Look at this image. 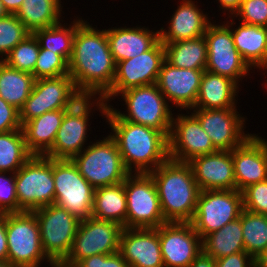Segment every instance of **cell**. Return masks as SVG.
<instances>
[{"label":"cell","instance_id":"cell-43","mask_svg":"<svg viewBox=\"0 0 267 267\" xmlns=\"http://www.w3.org/2000/svg\"><path fill=\"white\" fill-rule=\"evenodd\" d=\"M6 213H18L15 173L0 171V214Z\"/></svg>","mask_w":267,"mask_h":267},{"label":"cell","instance_id":"cell-3","mask_svg":"<svg viewBox=\"0 0 267 267\" xmlns=\"http://www.w3.org/2000/svg\"><path fill=\"white\" fill-rule=\"evenodd\" d=\"M152 176L166 222H191L197 206L200 189L188 162L168 158Z\"/></svg>","mask_w":267,"mask_h":267},{"label":"cell","instance_id":"cell-12","mask_svg":"<svg viewBox=\"0 0 267 267\" xmlns=\"http://www.w3.org/2000/svg\"><path fill=\"white\" fill-rule=\"evenodd\" d=\"M32 212L39 223L44 253L58 266L70 253L80 220L55 204Z\"/></svg>","mask_w":267,"mask_h":267},{"label":"cell","instance_id":"cell-13","mask_svg":"<svg viewBox=\"0 0 267 267\" xmlns=\"http://www.w3.org/2000/svg\"><path fill=\"white\" fill-rule=\"evenodd\" d=\"M224 23V24H223ZM210 23L204 34L207 42V71L226 76L239 86L240 80L250 75L252 68L237 51L231 34V25Z\"/></svg>","mask_w":267,"mask_h":267},{"label":"cell","instance_id":"cell-32","mask_svg":"<svg viewBox=\"0 0 267 267\" xmlns=\"http://www.w3.org/2000/svg\"><path fill=\"white\" fill-rule=\"evenodd\" d=\"M203 252L215 260L238 252H244L241 215L221 229L202 239Z\"/></svg>","mask_w":267,"mask_h":267},{"label":"cell","instance_id":"cell-45","mask_svg":"<svg viewBox=\"0 0 267 267\" xmlns=\"http://www.w3.org/2000/svg\"><path fill=\"white\" fill-rule=\"evenodd\" d=\"M21 128L19 110L0 97V133Z\"/></svg>","mask_w":267,"mask_h":267},{"label":"cell","instance_id":"cell-33","mask_svg":"<svg viewBox=\"0 0 267 267\" xmlns=\"http://www.w3.org/2000/svg\"><path fill=\"white\" fill-rule=\"evenodd\" d=\"M108 108L109 103L106 94L102 90L93 87L74 86L66 97L63 113L65 116L70 117L90 118L92 117L91 113L93 115L92 111L96 109V111L99 110L103 118H106Z\"/></svg>","mask_w":267,"mask_h":267},{"label":"cell","instance_id":"cell-50","mask_svg":"<svg viewBox=\"0 0 267 267\" xmlns=\"http://www.w3.org/2000/svg\"><path fill=\"white\" fill-rule=\"evenodd\" d=\"M9 14H16L24 0H0Z\"/></svg>","mask_w":267,"mask_h":267},{"label":"cell","instance_id":"cell-35","mask_svg":"<svg viewBox=\"0 0 267 267\" xmlns=\"http://www.w3.org/2000/svg\"><path fill=\"white\" fill-rule=\"evenodd\" d=\"M82 21V17H76L68 26L60 22L51 27L38 29L33 34L40 48L49 49L51 52L58 53L69 62L73 52L76 29Z\"/></svg>","mask_w":267,"mask_h":267},{"label":"cell","instance_id":"cell-18","mask_svg":"<svg viewBox=\"0 0 267 267\" xmlns=\"http://www.w3.org/2000/svg\"><path fill=\"white\" fill-rule=\"evenodd\" d=\"M203 73L204 70L176 68L165 60L156 84L172 107L187 113L196 104Z\"/></svg>","mask_w":267,"mask_h":267},{"label":"cell","instance_id":"cell-4","mask_svg":"<svg viewBox=\"0 0 267 267\" xmlns=\"http://www.w3.org/2000/svg\"><path fill=\"white\" fill-rule=\"evenodd\" d=\"M123 98L126 113L109 107L123 120L161 131L169 138L172 125V107L157 84L132 87L117 95Z\"/></svg>","mask_w":267,"mask_h":267},{"label":"cell","instance_id":"cell-2","mask_svg":"<svg viewBox=\"0 0 267 267\" xmlns=\"http://www.w3.org/2000/svg\"><path fill=\"white\" fill-rule=\"evenodd\" d=\"M105 120L130 173H149L169 158L168 138L161 131L123 120L110 107Z\"/></svg>","mask_w":267,"mask_h":267},{"label":"cell","instance_id":"cell-16","mask_svg":"<svg viewBox=\"0 0 267 267\" xmlns=\"http://www.w3.org/2000/svg\"><path fill=\"white\" fill-rule=\"evenodd\" d=\"M189 111L173 115L168 138L169 158L179 162H189L195 157L207 155L217 150L212 140L201 127L198 119Z\"/></svg>","mask_w":267,"mask_h":267},{"label":"cell","instance_id":"cell-24","mask_svg":"<svg viewBox=\"0 0 267 267\" xmlns=\"http://www.w3.org/2000/svg\"><path fill=\"white\" fill-rule=\"evenodd\" d=\"M152 31L146 26L139 25L106 29L114 62L117 64L149 50L159 40V30Z\"/></svg>","mask_w":267,"mask_h":267},{"label":"cell","instance_id":"cell-49","mask_svg":"<svg viewBox=\"0 0 267 267\" xmlns=\"http://www.w3.org/2000/svg\"><path fill=\"white\" fill-rule=\"evenodd\" d=\"M188 267H215V259L202 251Z\"/></svg>","mask_w":267,"mask_h":267},{"label":"cell","instance_id":"cell-47","mask_svg":"<svg viewBox=\"0 0 267 267\" xmlns=\"http://www.w3.org/2000/svg\"><path fill=\"white\" fill-rule=\"evenodd\" d=\"M8 246L6 236L5 214H0V261H7Z\"/></svg>","mask_w":267,"mask_h":267},{"label":"cell","instance_id":"cell-34","mask_svg":"<svg viewBox=\"0 0 267 267\" xmlns=\"http://www.w3.org/2000/svg\"><path fill=\"white\" fill-rule=\"evenodd\" d=\"M35 78L0 60V97L20 110L31 94Z\"/></svg>","mask_w":267,"mask_h":267},{"label":"cell","instance_id":"cell-19","mask_svg":"<svg viewBox=\"0 0 267 267\" xmlns=\"http://www.w3.org/2000/svg\"><path fill=\"white\" fill-rule=\"evenodd\" d=\"M74 86L70 75L35 80L31 94L19 110L20 123L23 125L46 112L63 109L66 97Z\"/></svg>","mask_w":267,"mask_h":267},{"label":"cell","instance_id":"cell-27","mask_svg":"<svg viewBox=\"0 0 267 267\" xmlns=\"http://www.w3.org/2000/svg\"><path fill=\"white\" fill-rule=\"evenodd\" d=\"M63 117V109H58L46 112L22 125L25 144L32 155L44 156L52 148Z\"/></svg>","mask_w":267,"mask_h":267},{"label":"cell","instance_id":"cell-26","mask_svg":"<svg viewBox=\"0 0 267 267\" xmlns=\"http://www.w3.org/2000/svg\"><path fill=\"white\" fill-rule=\"evenodd\" d=\"M90 118L65 116L61 122L52 148L44 155L50 159H72L86 148ZM85 147V148H84Z\"/></svg>","mask_w":267,"mask_h":267},{"label":"cell","instance_id":"cell-22","mask_svg":"<svg viewBox=\"0 0 267 267\" xmlns=\"http://www.w3.org/2000/svg\"><path fill=\"white\" fill-rule=\"evenodd\" d=\"M188 163L200 191L236 189L232 151H216Z\"/></svg>","mask_w":267,"mask_h":267},{"label":"cell","instance_id":"cell-31","mask_svg":"<svg viewBox=\"0 0 267 267\" xmlns=\"http://www.w3.org/2000/svg\"><path fill=\"white\" fill-rule=\"evenodd\" d=\"M61 3L59 0H24L15 15L33 33L63 22Z\"/></svg>","mask_w":267,"mask_h":267},{"label":"cell","instance_id":"cell-8","mask_svg":"<svg viewBox=\"0 0 267 267\" xmlns=\"http://www.w3.org/2000/svg\"><path fill=\"white\" fill-rule=\"evenodd\" d=\"M54 204L80 221L92 215L95 188L79 173L71 159H53Z\"/></svg>","mask_w":267,"mask_h":267},{"label":"cell","instance_id":"cell-54","mask_svg":"<svg viewBox=\"0 0 267 267\" xmlns=\"http://www.w3.org/2000/svg\"><path fill=\"white\" fill-rule=\"evenodd\" d=\"M0 267H15L11 265L8 261H0Z\"/></svg>","mask_w":267,"mask_h":267},{"label":"cell","instance_id":"cell-21","mask_svg":"<svg viewBox=\"0 0 267 267\" xmlns=\"http://www.w3.org/2000/svg\"><path fill=\"white\" fill-rule=\"evenodd\" d=\"M236 190L267 180V140L252 134L232 150Z\"/></svg>","mask_w":267,"mask_h":267},{"label":"cell","instance_id":"cell-37","mask_svg":"<svg viewBox=\"0 0 267 267\" xmlns=\"http://www.w3.org/2000/svg\"><path fill=\"white\" fill-rule=\"evenodd\" d=\"M241 225L245 252L255 259L267 249V215L243 209Z\"/></svg>","mask_w":267,"mask_h":267},{"label":"cell","instance_id":"cell-9","mask_svg":"<svg viewBox=\"0 0 267 267\" xmlns=\"http://www.w3.org/2000/svg\"><path fill=\"white\" fill-rule=\"evenodd\" d=\"M126 228H158L163 217L157 188L149 173H130L124 180Z\"/></svg>","mask_w":267,"mask_h":267},{"label":"cell","instance_id":"cell-36","mask_svg":"<svg viewBox=\"0 0 267 267\" xmlns=\"http://www.w3.org/2000/svg\"><path fill=\"white\" fill-rule=\"evenodd\" d=\"M32 156L22 129L0 133V171L15 173Z\"/></svg>","mask_w":267,"mask_h":267},{"label":"cell","instance_id":"cell-48","mask_svg":"<svg viewBox=\"0 0 267 267\" xmlns=\"http://www.w3.org/2000/svg\"><path fill=\"white\" fill-rule=\"evenodd\" d=\"M218 1V2H217ZM243 0H216L219 3V10L222 9L224 16L226 12L229 16H233L235 12L240 8V5Z\"/></svg>","mask_w":267,"mask_h":267},{"label":"cell","instance_id":"cell-20","mask_svg":"<svg viewBox=\"0 0 267 267\" xmlns=\"http://www.w3.org/2000/svg\"><path fill=\"white\" fill-rule=\"evenodd\" d=\"M119 252L129 267H164L158 228H123Z\"/></svg>","mask_w":267,"mask_h":267},{"label":"cell","instance_id":"cell-14","mask_svg":"<svg viewBox=\"0 0 267 267\" xmlns=\"http://www.w3.org/2000/svg\"><path fill=\"white\" fill-rule=\"evenodd\" d=\"M164 61L165 47L158 40L140 55L118 62L113 84L105 93L108 103L129 88L156 84Z\"/></svg>","mask_w":267,"mask_h":267},{"label":"cell","instance_id":"cell-17","mask_svg":"<svg viewBox=\"0 0 267 267\" xmlns=\"http://www.w3.org/2000/svg\"><path fill=\"white\" fill-rule=\"evenodd\" d=\"M164 267H188L203 251L202 239L190 222H167L159 226Z\"/></svg>","mask_w":267,"mask_h":267},{"label":"cell","instance_id":"cell-7","mask_svg":"<svg viewBox=\"0 0 267 267\" xmlns=\"http://www.w3.org/2000/svg\"><path fill=\"white\" fill-rule=\"evenodd\" d=\"M15 183L18 213L32 212L38 208L54 204L53 159L32 155L15 172Z\"/></svg>","mask_w":267,"mask_h":267},{"label":"cell","instance_id":"cell-6","mask_svg":"<svg viewBox=\"0 0 267 267\" xmlns=\"http://www.w3.org/2000/svg\"><path fill=\"white\" fill-rule=\"evenodd\" d=\"M71 160L79 173L96 189L124 182L130 172L125 168L115 140L108 134Z\"/></svg>","mask_w":267,"mask_h":267},{"label":"cell","instance_id":"cell-53","mask_svg":"<svg viewBox=\"0 0 267 267\" xmlns=\"http://www.w3.org/2000/svg\"><path fill=\"white\" fill-rule=\"evenodd\" d=\"M7 15H9V13L7 12L4 4L0 1V19L6 17Z\"/></svg>","mask_w":267,"mask_h":267},{"label":"cell","instance_id":"cell-15","mask_svg":"<svg viewBox=\"0 0 267 267\" xmlns=\"http://www.w3.org/2000/svg\"><path fill=\"white\" fill-rule=\"evenodd\" d=\"M190 113L198 119L217 151H232L252 135L245 133L244 128L248 118L239 114L237 108H192Z\"/></svg>","mask_w":267,"mask_h":267},{"label":"cell","instance_id":"cell-30","mask_svg":"<svg viewBox=\"0 0 267 267\" xmlns=\"http://www.w3.org/2000/svg\"><path fill=\"white\" fill-rule=\"evenodd\" d=\"M165 60L176 68L205 70L207 66V42L204 35L190 40L163 44Z\"/></svg>","mask_w":267,"mask_h":267},{"label":"cell","instance_id":"cell-44","mask_svg":"<svg viewBox=\"0 0 267 267\" xmlns=\"http://www.w3.org/2000/svg\"><path fill=\"white\" fill-rule=\"evenodd\" d=\"M75 267H129L118 251L114 254H98L81 260Z\"/></svg>","mask_w":267,"mask_h":267},{"label":"cell","instance_id":"cell-28","mask_svg":"<svg viewBox=\"0 0 267 267\" xmlns=\"http://www.w3.org/2000/svg\"><path fill=\"white\" fill-rule=\"evenodd\" d=\"M229 18L231 21L227 20L226 23L231 25V34L237 51L251 68L256 69V67L264 60L267 27L246 24L243 22H239L238 26L234 21V17L228 16L226 19ZM234 24L237 28L233 27Z\"/></svg>","mask_w":267,"mask_h":267},{"label":"cell","instance_id":"cell-38","mask_svg":"<svg viewBox=\"0 0 267 267\" xmlns=\"http://www.w3.org/2000/svg\"><path fill=\"white\" fill-rule=\"evenodd\" d=\"M40 51L39 43L31 33L18 43L2 60L8 66L34 76V68Z\"/></svg>","mask_w":267,"mask_h":267},{"label":"cell","instance_id":"cell-51","mask_svg":"<svg viewBox=\"0 0 267 267\" xmlns=\"http://www.w3.org/2000/svg\"><path fill=\"white\" fill-rule=\"evenodd\" d=\"M254 261L255 267H267V249L257 256Z\"/></svg>","mask_w":267,"mask_h":267},{"label":"cell","instance_id":"cell-5","mask_svg":"<svg viewBox=\"0 0 267 267\" xmlns=\"http://www.w3.org/2000/svg\"><path fill=\"white\" fill-rule=\"evenodd\" d=\"M7 261L15 267H41L48 262L57 265L44 253L40 227L33 212L6 213Z\"/></svg>","mask_w":267,"mask_h":267},{"label":"cell","instance_id":"cell-46","mask_svg":"<svg viewBox=\"0 0 267 267\" xmlns=\"http://www.w3.org/2000/svg\"><path fill=\"white\" fill-rule=\"evenodd\" d=\"M215 267H255V261L244 251L216 259Z\"/></svg>","mask_w":267,"mask_h":267},{"label":"cell","instance_id":"cell-10","mask_svg":"<svg viewBox=\"0 0 267 267\" xmlns=\"http://www.w3.org/2000/svg\"><path fill=\"white\" fill-rule=\"evenodd\" d=\"M122 229L115 222L94 217L80 221L70 253L57 267H75L92 255L118 252Z\"/></svg>","mask_w":267,"mask_h":267},{"label":"cell","instance_id":"cell-25","mask_svg":"<svg viewBox=\"0 0 267 267\" xmlns=\"http://www.w3.org/2000/svg\"><path fill=\"white\" fill-rule=\"evenodd\" d=\"M239 89V85L229 77L204 70L194 108H237Z\"/></svg>","mask_w":267,"mask_h":267},{"label":"cell","instance_id":"cell-29","mask_svg":"<svg viewBox=\"0 0 267 267\" xmlns=\"http://www.w3.org/2000/svg\"><path fill=\"white\" fill-rule=\"evenodd\" d=\"M126 193L124 182L95 189L91 217L111 221L126 228Z\"/></svg>","mask_w":267,"mask_h":267},{"label":"cell","instance_id":"cell-52","mask_svg":"<svg viewBox=\"0 0 267 267\" xmlns=\"http://www.w3.org/2000/svg\"><path fill=\"white\" fill-rule=\"evenodd\" d=\"M257 69H265L267 70V39H266V49H265V55H264V60L256 67Z\"/></svg>","mask_w":267,"mask_h":267},{"label":"cell","instance_id":"cell-39","mask_svg":"<svg viewBox=\"0 0 267 267\" xmlns=\"http://www.w3.org/2000/svg\"><path fill=\"white\" fill-rule=\"evenodd\" d=\"M31 32L22 24L15 14L0 19V60ZM4 56V57H3Z\"/></svg>","mask_w":267,"mask_h":267},{"label":"cell","instance_id":"cell-23","mask_svg":"<svg viewBox=\"0 0 267 267\" xmlns=\"http://www.w3.org/2000/svg\"><path fill=\"white\" fill-rule=\"evenodd\" d=\"M177 6L168 22V29L161 27L159 30V40L163 44L199 38L211 23L208 14L203 13L197 1L195 4L193 0H182Z\"/></svg>","mask_w":267,"mask_h":267},{"label":"cell","instance_id":"cell-42","mask_svg":"<svg viewBox=\"0 0 267 267\" xmlns=\"http://www.w3.org/2000/svg\"><path fill=\"white\" fill-rule=\"evenodd\" d=\"M241 192L245 210L267 215V180L251 184Z\"/></svg>","mask_w":267,"mask_h":267},{"label":"cell","instance_id":"cell-11","mask_svg":"<svg viewBox=\"0 0 267 267\" xmlns=\"http://www.w3.org/2000/svg\"><path fill=\"white\" fill-rule=\"evenodd\" d=\"M242 192L233 190H202L197 199L194 217L190 222L203 239L236 220L243 211Z\"/></svg>","mask_w":267,"mask_h":267},{"label":"cell","instance_id":"cell-1","mask_svg":"<svg viewBox=\"0 0 267 267\" xmlns=\"http://www.w3.org/2000/svg\"><path fill=\"white\" fill-rule=\"evenodd\" d=\"M116 63L110 52L106 29L98 30L83 20L76 29L69 75L75 86L93 87L106 93L112 86Z\"/></svg>","mask_w":267,"mask_h":267},{"label":"cell","instance_id":"cell-40","mask_svg":"<svg viewBox=\"0 0 267 267\" xmlns=\"http://www.w3.org/2000/svg\"><path fill=\"white\" fill-rule=\"evenodd\" d=\"M69 75V62L58 53L40 48L34 68V78H56Z\"/></svg>","mask_w":267,"mask_h":267},{"label":"cell","instance_id":"cell-41","mask_svg":"<svg viewBox=\"0 0 267 267\" xmlns=\"http://www.w3.org/2000/svg\"><path fill=\"white\" fill-rule=\"evenodd\" d=\"M232 17H239V22L267 27V0H243Z\"/></svg>","mask_w":267,"mask_h":267}]
</instances>
